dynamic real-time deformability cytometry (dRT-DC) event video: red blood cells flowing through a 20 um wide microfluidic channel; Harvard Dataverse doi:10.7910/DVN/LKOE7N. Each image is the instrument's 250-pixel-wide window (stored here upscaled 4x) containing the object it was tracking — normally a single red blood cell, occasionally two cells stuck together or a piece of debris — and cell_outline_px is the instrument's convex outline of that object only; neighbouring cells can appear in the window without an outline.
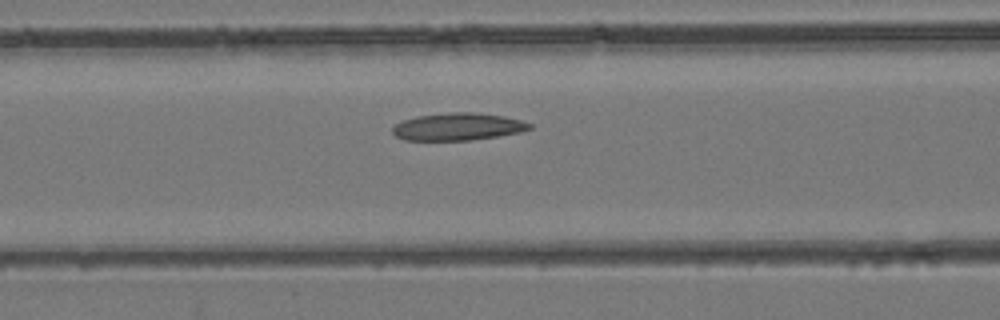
{"species": "common noctule bat (a hibernating species)", "species_latin": "Nyctalus noctula", "temperature_condition": "room temperature", "stored_images_in_passage": 41, "camera_frame_rate_fps": 3000, "um_per_image_px": 0.085, "animal": {"sex": "female", "body_mass_g": 24.6, "forearm_length_mm": 56.2}, "frame": {"image": 1, "passage_image": 15, "time_ms": 4.667, "image_size_px": [1000, 320], "cell_outline_px": [[532, 128], [520, 132], [496, 136], [468, 140], [404, 140], [396, 136], [392, 132], [392, 128], [400, 120], [416, 116], [448, 112], [476, 112], [504, 116], [520, 120], [532, 124]], "centroid_in_image_um": [38.88, 10.76], "position_along_channel_um": 127.7, "area_um2": 21.91}}
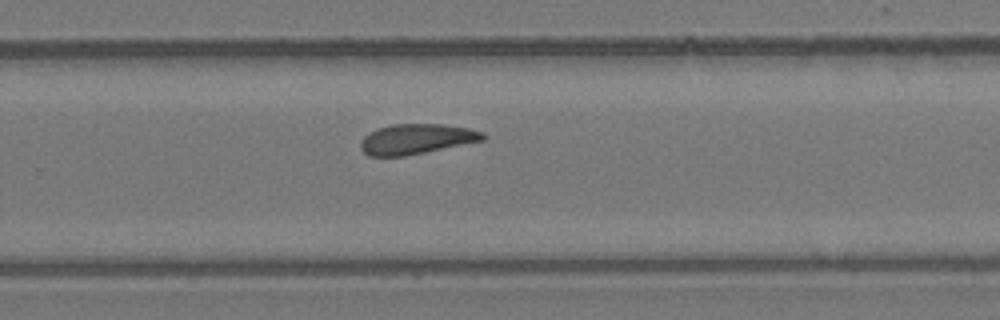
{"frame": {"image": 2, "passage_image": 26, "time_ms": 8.333, "image_size_px": [1000, 320], "cell_outline_px": [[488, 136], [484, 140], [404, 156], [368, 156], [360, 148], [360, 140], [368, 132], [392, 124], [444, 124], [468, 128], [484, 132]], "centroid_in_image_um": [35.39, 11.81], "position_along_channel_um": 294.4, "area_um2": 21.5}}
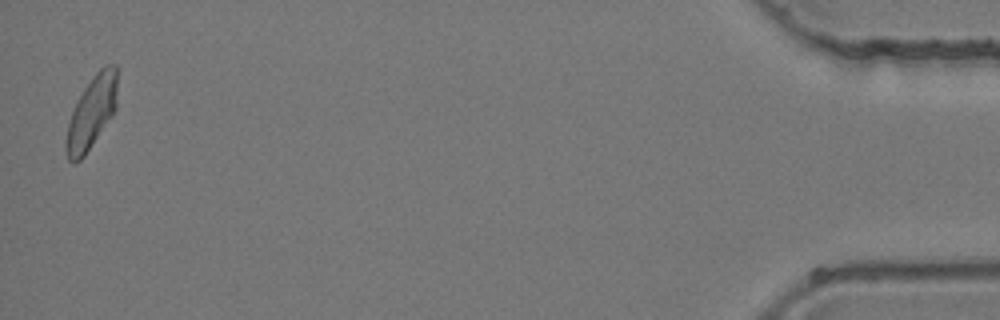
{"frame": {"image": 3, "passage_image": 41, "time_ms": 13.333, "image_size_px": [1000, 320], "cell_outline_px": [[116, 108], [112, 116], [84, 156], [80, 160], [72, 164], [68, 160], [64, 148], [64, 140], [68, 124], [76, 100], [92, 76], [104, 64], [116, 64]], "centroid_in_image_um": [7.75, 9.58], "position_along_channel_um": 427.4, "area_um2": 21.73}}